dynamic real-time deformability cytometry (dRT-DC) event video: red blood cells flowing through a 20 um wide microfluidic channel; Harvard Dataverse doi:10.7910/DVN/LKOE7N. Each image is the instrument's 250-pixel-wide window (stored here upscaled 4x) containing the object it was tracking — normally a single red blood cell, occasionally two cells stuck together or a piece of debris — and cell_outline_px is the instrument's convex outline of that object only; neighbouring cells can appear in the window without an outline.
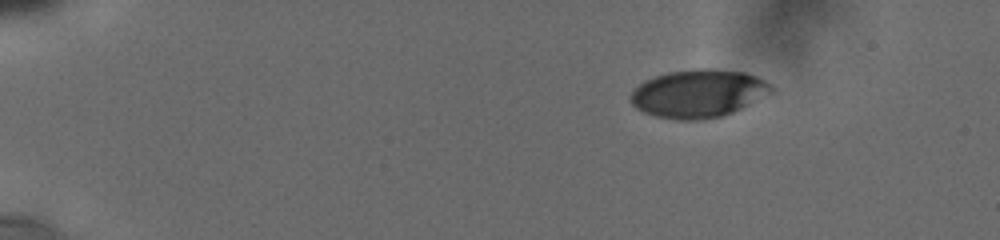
{"species": "human", "species_latin": "Homo sapiens", "temperature_condition": "cold", "stored_images_in_passage": 20, "camera_frame_rate_fps": 3000, "um_per_image_px": 0.085, "donor": {"sex": "male"}, "frame": {"image": 1, "passage_image": 1, "time_ms": 0.0, "image_size_px": [1000, 240], "cell_outline_px": [[772, 92], [732, 112], [720, 116], [704, 120], [680, 120], [656, 116], [644, 112], [636, 108], [632, 104], [632, 92], [644, 80], [668, 72], [704, 68], [712, 68], [744, 72], [756, 76], [764, 80], [772, 88]], "centroid_in_image_um": [59.35, 7.94], "position_along_channel_um": 25.7, "area_um2": 38.84}}
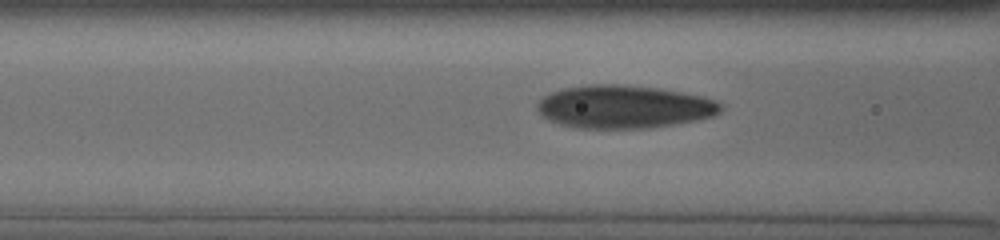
{"frame": {"image": 2, "passage_image": 15, "time_ms": 5.333, "image_size_px": [1000, 240], "cell_outline_px": [[724, 108], [720, 112], [712, 116], [696, 120], [652, 128], [576, 128], [560, 124], [544, 116], [536, 108], [536, 104], [544, 96], [560, 88], [588, 84], [624, 84], [660, 88], [684, 92], [704, 96], [716, 100], [724, 104]], "centroid_in_image_um": [53.08, 9.06], "position_along_channel_um": 113.5, "area_um2": 46.41}}
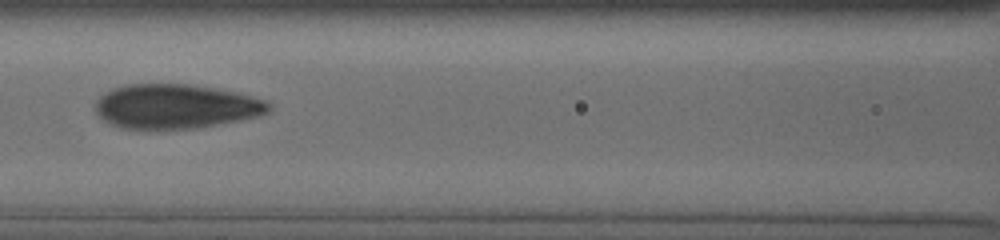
{"frame": {"image": 3, "passage_image": 18, "time_ms": 6.333, "image_size_px": [1000, 240], "cell_outline_px": [[272, 108], [268, 112], [260, 116], [240, 120], [196, 128], [120, 128], [104, 120], [96, 112], [96, 100], [104, 92], [112, 88], [124, 84], [192, 84], [216, 88], [252, 96], [268, 100], [272, 104]], "centroid_in_image_um": [14.97, 9.03], "position_along_channel_um": 151.6, "area_um2": 44.97}}